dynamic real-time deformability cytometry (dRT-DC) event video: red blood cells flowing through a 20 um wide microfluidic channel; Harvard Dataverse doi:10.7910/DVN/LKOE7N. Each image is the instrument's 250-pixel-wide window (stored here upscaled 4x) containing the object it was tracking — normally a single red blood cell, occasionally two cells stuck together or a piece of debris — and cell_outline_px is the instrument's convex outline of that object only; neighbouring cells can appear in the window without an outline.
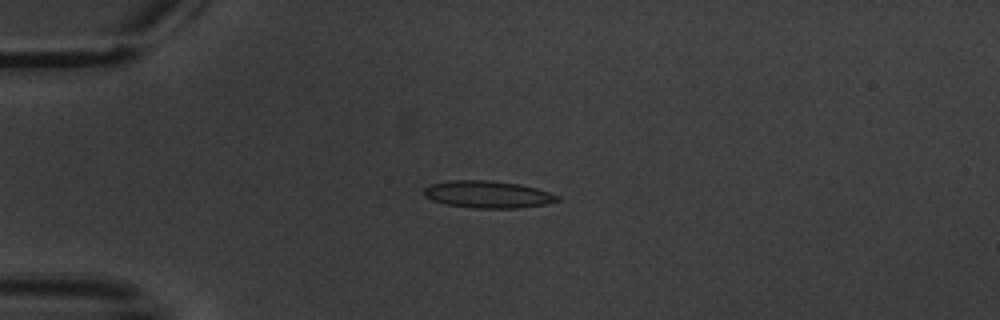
{"species": "common noctule bat (a hibernating species)", "species_latin": "Nyctalus noctula", "temperature_condition": "warm", "stored_images_in_passage": 5, "camera_frame_rate_fps": 3000, "um_per_image_px": 0.085, "animal": {"sex": "male", "body_mass_g": 20.1, "forearm_length_mm": 53.5}, "frame": {"image": 1, "passage_image": 3, "time_ms": 2.333, "image_size_px": [1000, 320], "cell_outline_px": [[560, 200], [548, 204], [516, 208], [476, 208], [444, 204], [432, 200], [424, 196], [424, 188], [432, 184], [448, 180], [488, 180], [520, 184], [536, 188], [560, 196]], "centroid_in_image_um": [41.46, 16.52], "position_along_channel_um": 43.5, "area_um2": 21.15}}